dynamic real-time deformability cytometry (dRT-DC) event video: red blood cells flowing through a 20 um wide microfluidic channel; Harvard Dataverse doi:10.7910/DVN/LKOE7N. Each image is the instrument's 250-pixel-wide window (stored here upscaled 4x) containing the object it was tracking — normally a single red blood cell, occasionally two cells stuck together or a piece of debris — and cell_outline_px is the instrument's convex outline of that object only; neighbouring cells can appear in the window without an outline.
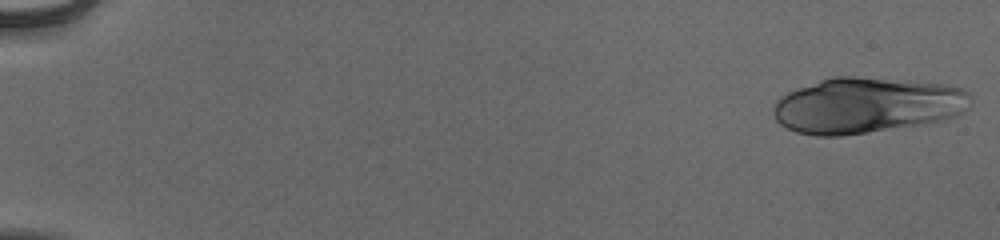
{"species": "human", "species_latin": "Homo sapiens", "temperature_condition": "cold", "stored_images_in_passage": 53, "camera_frame_rate_fps": 3000, "um_per_image_px": 0.085, "donor": {"sex": "male"}, "frame": {"image": 1, "passage_image": 1, "time_ms": 0.0, "image_size_px": [1000, 240], "cell_outline_px": [[972, 96], [968, 108], [964, 112], [956, 116], [940, 120], [868, 132], [840, 136], [816, 136], [796, 132], [780, 124], [776, 120], [772, 112], [776, 100], [788, 92], [820, 80], [832, 76], [856, 76], [912, 80], [940, 84], [960, 88], [968, 92]], "centroid_in_image_um": [73.65, 8.94], "position_along_channel_um": 11.3, "area_um2": 63.93}}
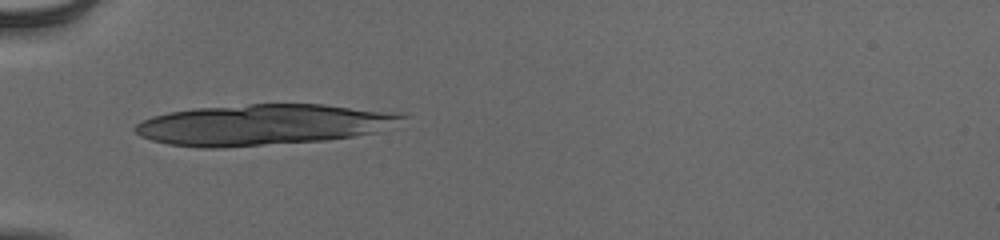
{"frame": {"image": 2, "passage_image": 18, "time_ms": 5.667, "image_size_px": [1000, 240], "cell_outline_px": [[408, 116], [376, 132], [352, 136], [324, 140], [224, 148], [200, 148], [168, 144], [152, 140], [140, 136], [132, 128], [136, 124], [152, 116], [168, 112], [192, 108], [248, 104], [324, 104], [400, 112]], "centroid_in_image_um": [22.31, 10.59], "position_along_channel_um": 62.7, "area_um2": 63.64}}